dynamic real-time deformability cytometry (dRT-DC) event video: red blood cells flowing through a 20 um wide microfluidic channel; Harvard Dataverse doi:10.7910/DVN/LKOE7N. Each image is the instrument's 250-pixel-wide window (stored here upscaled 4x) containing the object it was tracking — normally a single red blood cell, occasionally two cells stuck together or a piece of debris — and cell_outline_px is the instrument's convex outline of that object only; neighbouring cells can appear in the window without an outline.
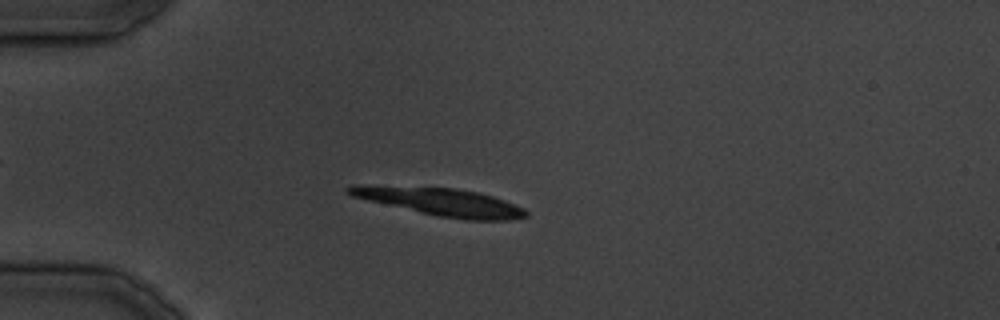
{"species": "common noctule bat (a hibernating species)", "species_latin": "Nyctalus noctula", "temperature_condition": "cold", "stored_images_in_passage": 14, "camera_frame_rate_fps": 3000, "um_per_image_px": 0.085, "animal": {"sex": "male", "body_mass_g": 19.5, "forearm_length_mm": 54.6}, "frame": {"image": 1, "passage_image": 10, "time_ms": 11.333, "image_size_px": [1000, 320], "cell_outline_px": [[528, 216], [508, 220], [464, 220], [436, 216], [368, 200], [352, 196], [344, 192], [344, 188], [352, 184], [360, 184], [456, 188], [476, 192], [492, 196], [504, 200], [524, 208], [528, 212]], "centroid_in_image_um": [37.4, 17.14], "position_along_channel_um": 47.6, "area_um2": 28.84}}